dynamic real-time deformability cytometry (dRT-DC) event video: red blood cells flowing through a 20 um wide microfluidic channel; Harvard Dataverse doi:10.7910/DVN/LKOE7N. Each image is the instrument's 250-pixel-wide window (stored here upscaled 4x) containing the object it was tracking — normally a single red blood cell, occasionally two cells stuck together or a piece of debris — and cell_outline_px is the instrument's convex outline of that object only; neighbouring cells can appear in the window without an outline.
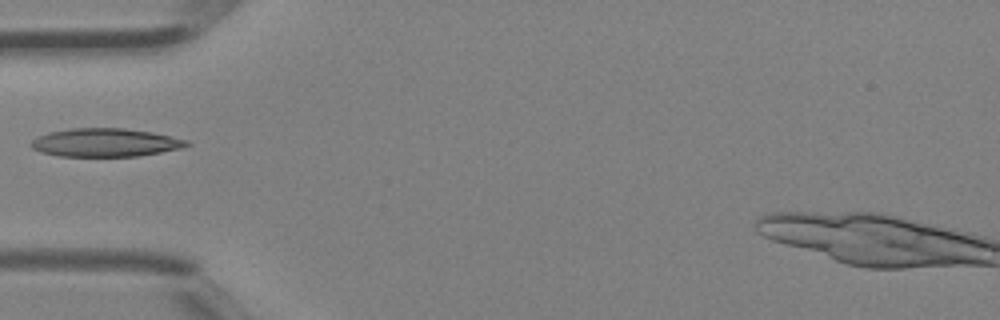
{"species": "Egyptian fruit bat (a non-hibernating species)", "species_latin": "Rousettus aegyptiacus", "temperature_condition": "room temperature", "stored_images_in_passage": 17, "camera_frame_rate_fps": 3000, "um_per_image_px": 0.085, "animal": {"sex": "female"}, "frame": {"image": 1, "passage_image": 1, "time_ms": 0.0, "image_size_px": [1000, 320], "cell_outline_px": [[192, 144], [184, 148], [136, 156], [56, 156], [40, 152], [32, 148], [28, 144], [32, 140], [48, 132], [72, 128], [124, 128], [152, 132], [188, 140]], "centroid_in_image_um": [8.95, 12.12], "position_along_channel_um": 76.1, "area_um2": 25.78}}
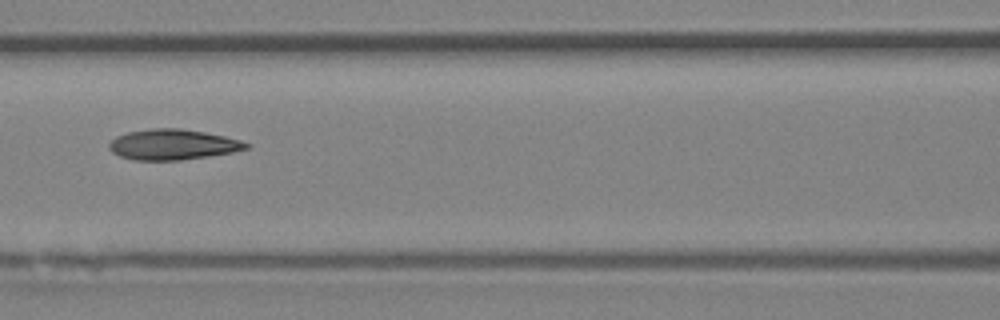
{"frame": {"image": 2, "passage_image": 6, "time_ms": 1.667, "image_size_px": [1000, 320], "cell_outline_px": [[252, 144], [248, 148], [232, 152], [208, 156], [180, 160], [132, 160], [120, 156], [112, 152], [108, 148], [108, 144], [116, 136], [128, 132], [152, 128], [180, 128], [204, 132], [224, 136], [240, 140]], "centroid_in_image_um": [14.67, 12.28], "position_along_channel_um": 151.9, "area_um2": 24.33}}
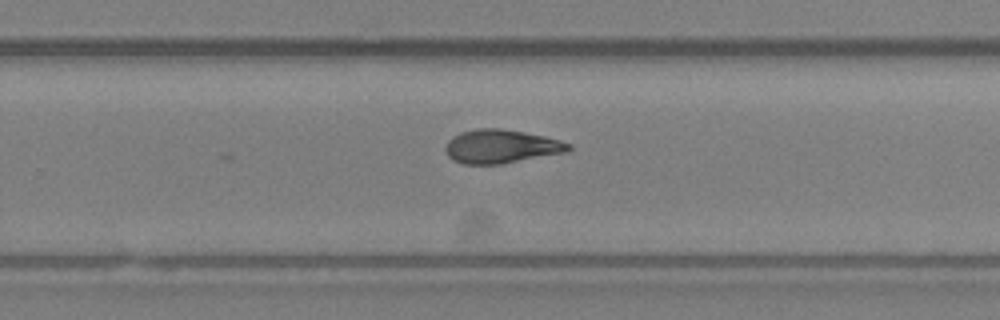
{"frame": {"image": 3, "passage_image": 15, "time_ms": 4.667, "image_size_px": [1000, 320], "cell_outline_px": [[572, 148], [568, 152], [500, 164], [464, 164], [452, 160], [448, 156], [444, 148], [448, 140], [452, 136], [460, 132], [476, 128], [500, 128], [524, 132], [544, 136], [560, 140], [572, 144]], "centroid_in_image_um": [42.59, 12.44], "position_along_channel_um": 287.2, "area_um2": 24.33}}